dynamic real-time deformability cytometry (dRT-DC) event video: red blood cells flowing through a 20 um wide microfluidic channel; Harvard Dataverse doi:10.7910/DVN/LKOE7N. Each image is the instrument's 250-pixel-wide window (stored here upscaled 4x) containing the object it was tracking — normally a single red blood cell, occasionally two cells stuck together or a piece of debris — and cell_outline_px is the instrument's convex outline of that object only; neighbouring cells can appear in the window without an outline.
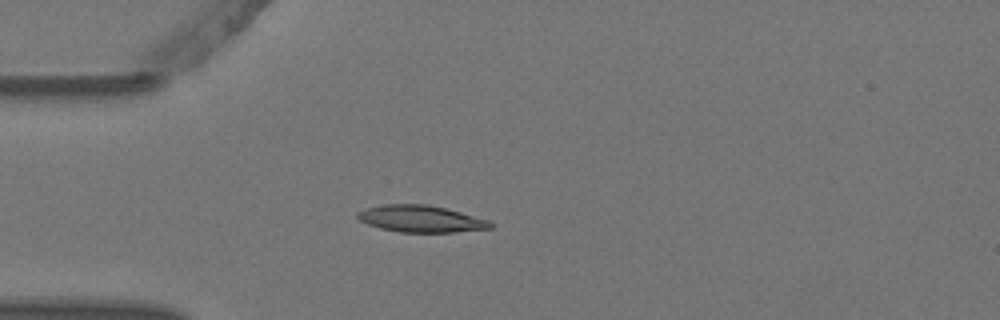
{"species": "Egyptian fruit bat (a non-hibernating species)", "species_latin": "Rousettus aegyptiacus", "temperature_condition": "warm", "stored_images_in_passage": 5, "camera_frame_rate_fps": 3000, "um_per_image_px": 0.085, "animal": {"sex": "female"}, "frame": {"image": 1, "passage_image": 4, "time_ms": 1.0, "image_size_px": [1000, 320], "cell_outline_px": [[496, 224], [492, 228], [456, 232], [400, 232], [380, 228], [368, 224], [360, 220], [356, 216], [356, 212], [364, 208], [384, 204], [428, 204], [460, 212], [488, 220]], "centroid_in_image_um": [35.76, 18.6], "position_along_channel_um": 49.2, "area_um2": 20.81}}